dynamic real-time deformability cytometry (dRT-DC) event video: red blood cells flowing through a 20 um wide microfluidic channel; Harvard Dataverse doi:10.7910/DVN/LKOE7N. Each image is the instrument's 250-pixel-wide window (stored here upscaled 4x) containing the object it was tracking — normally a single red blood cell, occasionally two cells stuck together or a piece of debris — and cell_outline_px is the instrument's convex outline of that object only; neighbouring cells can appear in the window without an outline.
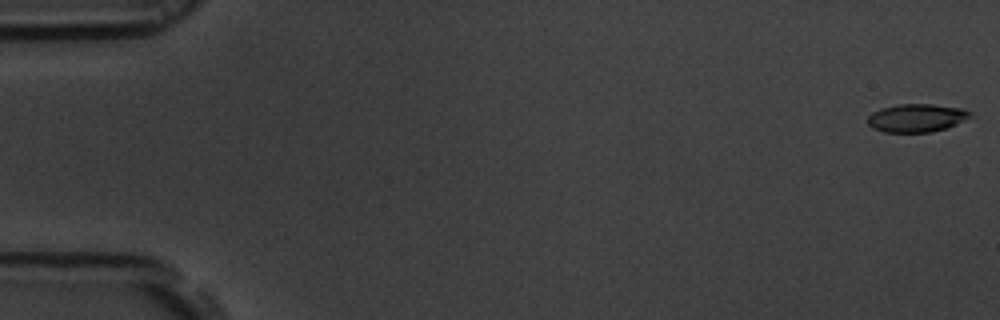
{"species": "common noctule bat (a hibernating species)", "species_latin": "Nyctalus noctula", "temperature_condition": "room temperature", "stored_images_in_passage": 54, "camera_frame_rate_fps": 3000, "um_per_image_px": 0.085, "animal": {"sex": "male", "body_mass_g": 19.5, "forearm_length_mm": 54.6}, "frame": {"image": 1, "passage_image": 1, "time_ms": 0.0, "image_size_px": [1000, 320], "cell_outline_px": [[972, 116], [956, 124], [932, 132], [884, 132], [872, 128], [868, 124], [868, 116], [872, 112], [880, 108], [900, 104], [932, 104], [964, 108], [972, 112]], "centroid_in_image_um": [77.91, 10.01], "position_along_channel_um": 7.1, "area_um2": 16.88}}
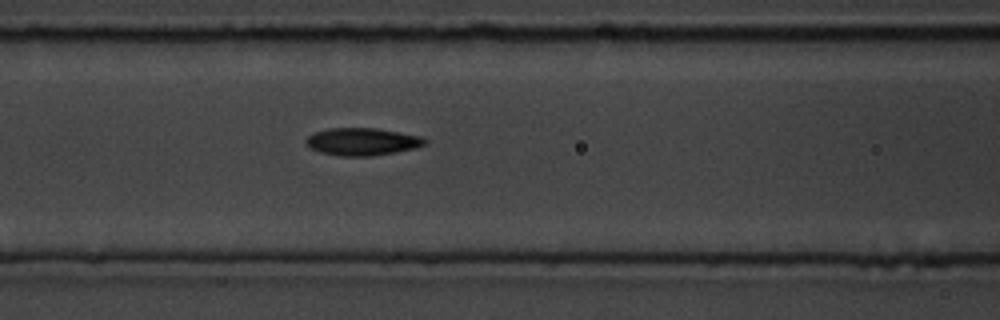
{"frame": {"image": 2, "passage_image": 23, "time_ms": 7.333, "image_size_px": [1000, 320], "cell_outline_px": [[428, 144], [416, 148], [396, 152], [372, 156], [340, 156], [320, 152], [308, 148], [304, 140], [312, 132], [328, 128], [376, 128], [420, 136], [428, 140]], "centroid_in_image_um": [30.77, 12.04], "position_along_channel_um": 135.8, "area_um2": 19.31}}
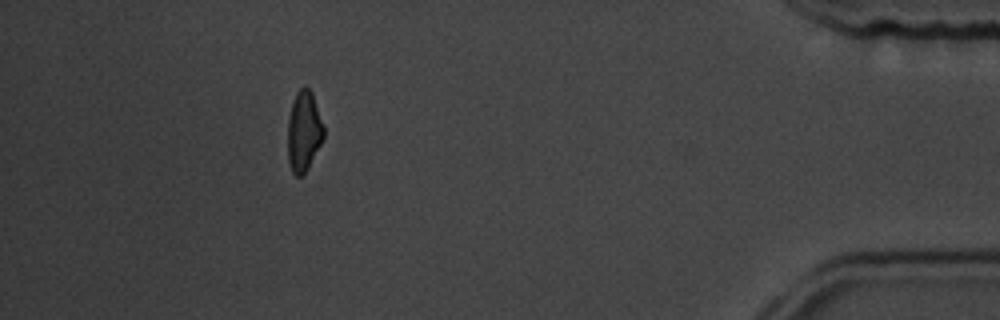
{"frame": {"image": 3, "passage_image": 49, "time_ms": 16.0, "image_size_px": [1000, 320], "cell_outline_px": [[324, 136], [308, 168], [300, 176], [296, 176], [292, 172], [288, 160], [288, 116], [292, 100], [296, 92], [304, 84], [312, 92], [324, 128]], "centroid_in_image_um": [25.8, 11.12], "position_along_channel_um": 409.4, "area_um2": 16.82}, "authors_computed_cell_mechanics": {"area_um2": 18.0625, "velocity_mm_per_s": 3.8084, "shape_relaxation_time_tau1_ms": 6.0289, "shape_relaxation_time_tau2_ms": 3.6565, "deformation_change_tau1": 0.1634, "deformation_change_tau2": 0.114}}